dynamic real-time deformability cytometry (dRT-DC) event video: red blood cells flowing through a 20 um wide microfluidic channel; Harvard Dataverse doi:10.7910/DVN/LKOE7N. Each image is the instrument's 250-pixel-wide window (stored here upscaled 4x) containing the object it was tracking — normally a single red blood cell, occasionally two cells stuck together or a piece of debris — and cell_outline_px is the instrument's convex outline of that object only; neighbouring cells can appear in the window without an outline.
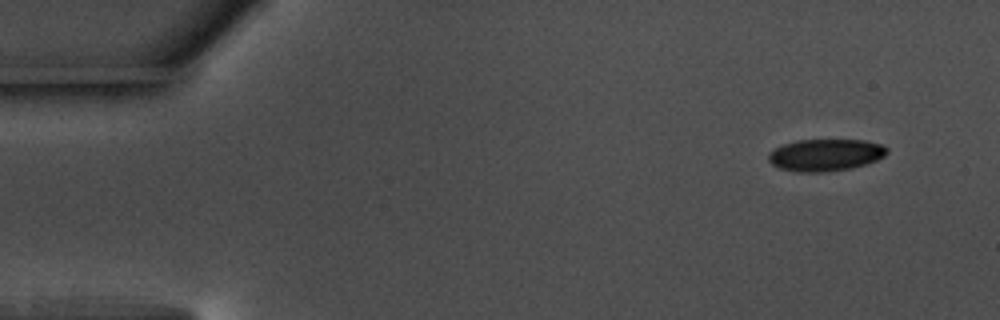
{"species": "common noctule bat (a hibernating species)", "species_latin": "Nyctalus noctula", "temperature_condition": "warm", "stored_images_in_passage": 52, "camera_frame_rate_fps": 3000, "um_per_image_px": 0.085, "animal": {"sex": "male", "body_mass_g": 17.5, "forearm_length_mm": 52.3}, "frame": {"image": 1, "passage_image": 1, "time_ms": 0.0, "image_size_px": [1000, 320], "cell_outline_px": [[888, 152], [884, 156], [876, 160], [864, 164], [848, 168], [824, 172], [800, 172], [780, 168], [772, 164], [768, 160], [768, 152], [784, 144], [796, 140], [864, 140], [880, 144], [888, 148]], "centroid_in_image_um": [70.14, 13.16], "position_along_channel_um": 14.9, "area_um2": 21.91}}
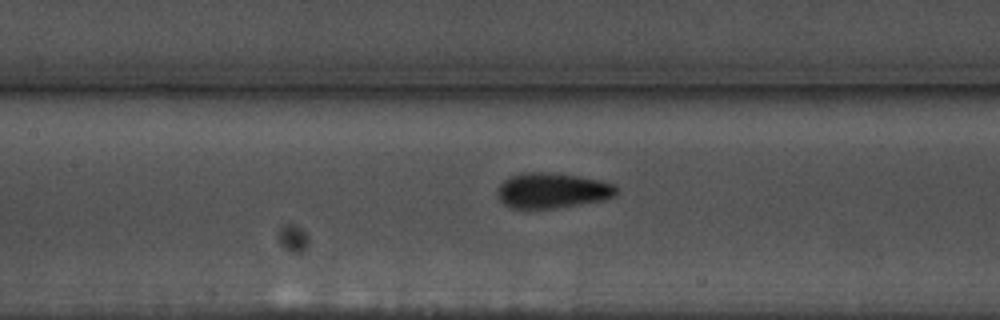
{"frame": {"image": 2, "passage_image": 22, "time_ms": 7.0, "image_size_px": [1000, 320], "cell_outline_px": [[616, 192], [612, 196], [604, 200], [556, 208], [512, 208], [504, 204], [500, 200], [500, 184], [508, 176], [524, 172], [548, 172], [580, 176], [600, 180], [616, 184]], "centroid_in_image_um": [46.96, 16.18], "position_along_channel_um": 160.4, "area_um2": 24.33}}
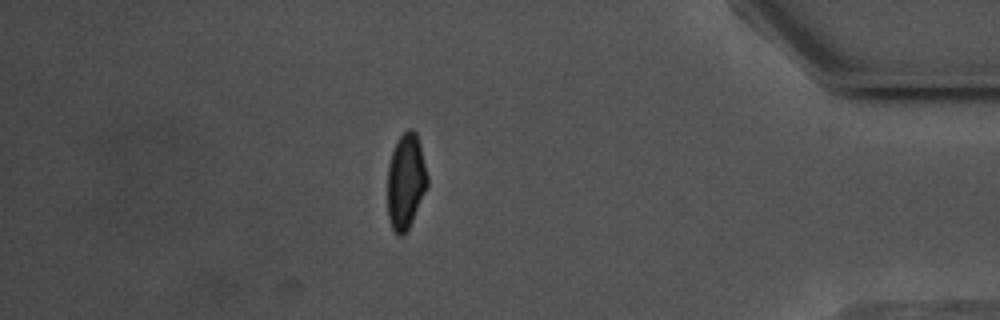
{"frame": {"image": 3, "passage_image": 45, "time_ms": 14.667, "image_size_px": [1000, 320], "cell_outline_px": [[428, 184], [412, 220], [404, 236], [396, 236], [392, 228], [388, 216], [388, 164], [392, 152], [400, 136], [408, 128], [412, 128], [416, 132], [420, 144], [428, 176]], "centroid_in_image_um": [34.49, 15.42], "position_along_channel_um": 400.7, "area_um2": 22.08}, "authors_computed_cell_mechanics": {"area_um2": 23.2934, "velocity_mm_per_s": 3.6578, "shape_relaxation_time_tau1_ms": 3.1345, "shape_relaxation_time_tau2_ms": 1.7207, "deformation_change_tau1": 0.1081, "deformation_change_tau2": 0.0691}}